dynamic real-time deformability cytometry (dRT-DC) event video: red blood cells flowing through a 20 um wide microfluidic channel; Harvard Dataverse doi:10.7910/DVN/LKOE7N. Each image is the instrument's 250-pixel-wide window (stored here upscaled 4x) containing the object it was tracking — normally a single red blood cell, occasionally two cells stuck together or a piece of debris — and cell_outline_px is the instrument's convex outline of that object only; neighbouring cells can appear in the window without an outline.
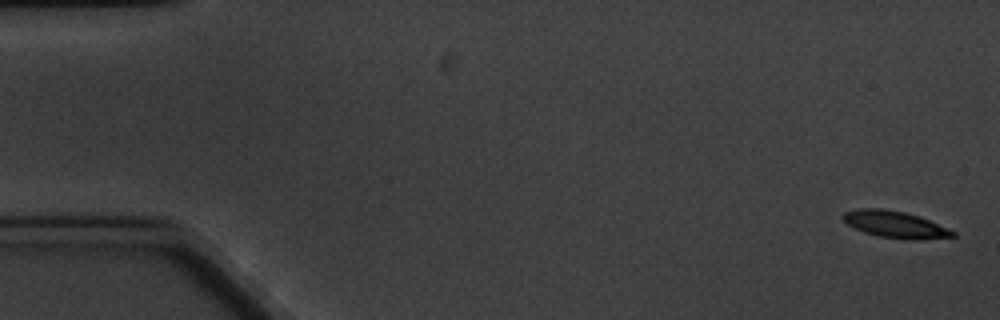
{"species": "common noctule bat (a hibernating species)", "species_latin": "Nyctalus noctula", "temperature_condition": "cold", "stored_images_in_passage": 8, "camera_frame_rate_fps": 3000, "um_per_image_px": 0.085, "animal": {"sex": "male", "body_mass_g": 20.1, "forearm_length_mm": 53.5}, "frame": {"image": 1, "passage_image": 1, "time_ms": 0.0, "image_size_px": [1000, 320], "cell_outline_px": [[956, 236], [908, 240], [880, 236], [864, 232], [848, 224], [840, 216], [844, 212], [860, 208], [884, 208], [904, 212], [920, 216], [956, 232]], "centroid_in_image_um": [76.06, 19.06], "position_along_channel_um": 8.9, "area_um2": 16.94}}
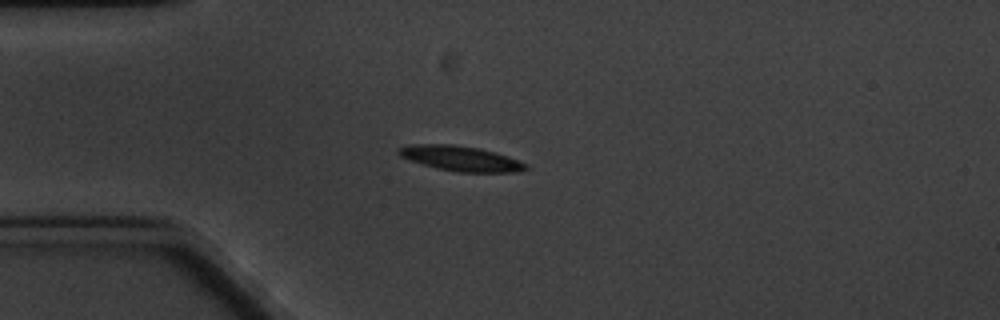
{"frame": {"image": 2, "passage_image": 5, "time_ms": 4.667, "image_size_px": [1000, 320], "cell_outline_px": [[528, 168], [512, 172], [456, 172], [436, 168], [400, 156], [396, 152], [400, 148], [412, 144], [452, 144], [480, 148], [508, 156], [524, 164]], "centroid_in_image_um": [39.13, 13.46], "position_along_channel_um": 45.9, "area_um2": 18.21}}